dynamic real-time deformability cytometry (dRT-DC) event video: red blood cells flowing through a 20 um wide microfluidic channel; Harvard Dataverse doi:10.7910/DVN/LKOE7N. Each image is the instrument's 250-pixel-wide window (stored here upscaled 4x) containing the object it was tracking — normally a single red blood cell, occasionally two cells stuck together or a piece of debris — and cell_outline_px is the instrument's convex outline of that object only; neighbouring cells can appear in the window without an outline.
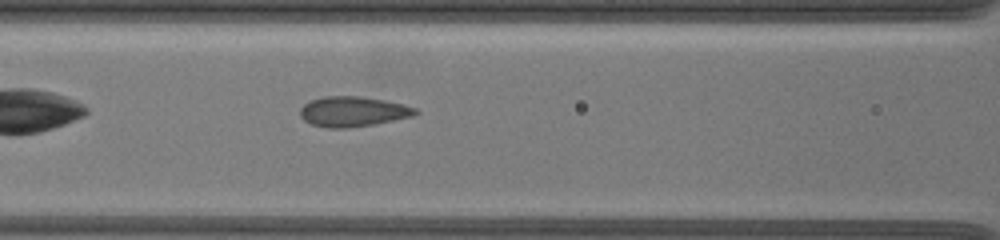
{"species": "common noctule bat (a hibernating species)", "species_latin": "Nyctalus noctula", "temperature_condition": "warm", "stored_images_in_passage": 34, "camera_frame_rate_fps": 3000, "um_per_image_px": 0.085, "animal": {"sex": "female", "body_mass_g": 19.5, "forearm_length_mm": 54.1}, "frame": {"image": 1, "passage_image": 6, "time_ms": 1.667, "image_size_px": [1000, 240], "cell_outline_px": [[420, 112], [412, 116], [372, 124], [348, 128], [328, 128], [312, 124], [304, 120], [300, 116], [300, 108], [304, 104], [312, 100], [324, 96], [360, 96], [384, 100], [416, 108]], "centroid_in_image_um": [29.97, 9.48], "position_along_channel_um": 136.6, "area_um2": 20.0}}
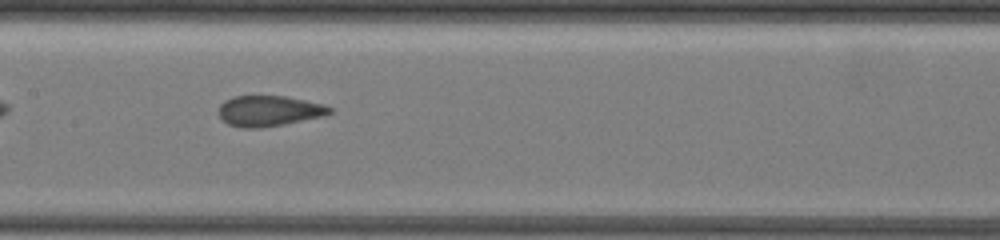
{"frame": {"image": 2, "passage_image": 10, "time_ms": 3.0, "image_size_px": [1000, 240], "cell_outline_px": [[332, 112], [324, 116], [284, 124], [260, 128], [240, 128], [228, 124], [220, 116], [220, 104], [224, 100], [236, 96], [284, 96], [304, 100], [320, 104], [332, 108]], "centroid_in_image_um": [22.85, 9.43], "position_along_channel_um": 184.5, "area_um2": 19.59}}
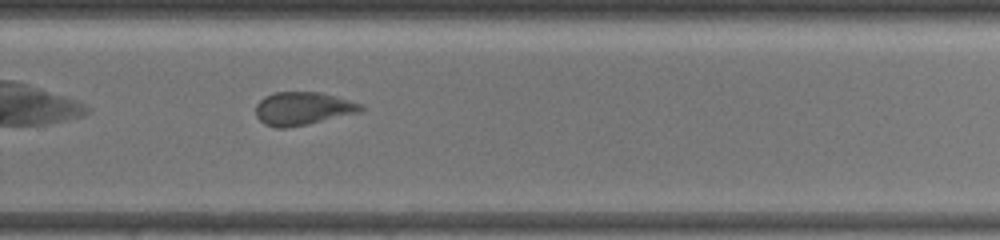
{"frame": {"image": 3, "passage_image": 20, "time_ms": 6.333, "image_size_px": [1000, 240], "cell_outline_px": [[364, 108], [360, 112], [308, 124], [288, 128], [276, 128], [264, 124], [256, 116], [256, 104], [264, 96], [276, 92], [320, 92], [336, 96], [364, 104]], "centroid_in_image_um": [25.74, 9.22], "position_along_channel_um": 304.1, "area_um2": 20.4}, "authors_computed_cell_mechanics": {"area_um2": 20.4323, "velocity_mm_per_s": 3.5938, "shape_relaxation_time_tau1_ms": null, "shape_relaxation_time_tau2_ms": 0.8715, "deformation_change_tau1": null, "deformation_change_tau2": 0.0787}}